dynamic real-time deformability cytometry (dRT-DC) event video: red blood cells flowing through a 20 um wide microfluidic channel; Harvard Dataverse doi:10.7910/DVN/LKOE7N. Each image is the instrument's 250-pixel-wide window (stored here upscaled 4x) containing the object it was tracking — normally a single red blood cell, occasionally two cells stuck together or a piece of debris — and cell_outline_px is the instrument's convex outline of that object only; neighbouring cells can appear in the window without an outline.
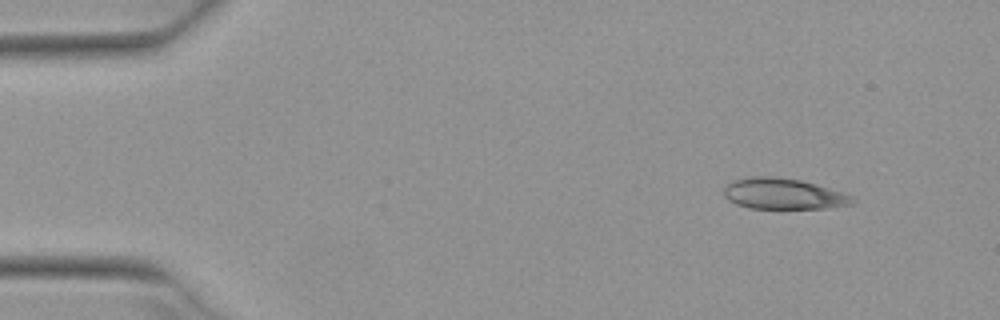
{"species": "Egyptian fruit bat (a non-hibernating species)", "species_latin": "Rousettus aegyptiacus", "temperature_condition": "warm", "stored_images_in_passage": 4, "camera_frame_rate_fps": 3000, "um_per_image_px": 0.085, "animal": {"sex": "female"}, "frame": {"image": 1, "passage_image": 1, "time_ms": 0.0, "image_size_px": [1000, 320], "cell_outline_px": [[856, 200], [852, 204], [828, 208], [752, 208], [736, 204], [728, 200], [724, 196], [724, 188], [732, 180], [752, 176], [768, 176], [800, 180], [816, 184], [852, 196]], "centroid_in_image_um": [66.56, 16.47], "position_along_channel_um": 18.4, "area_um2": 22.95}}
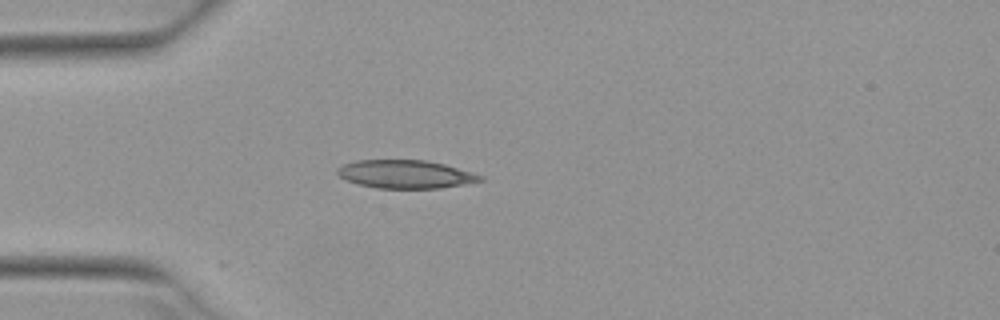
{"frame": {"image": 2, "passage_image": 3, "time_ms": 0.667, "image_size_px": [1000, 320], "cell_outline_px": [[484, 180], [464, 184], [440, 188], [376, 188], [360, 184], [348, 180], [340, 176], [336, 172], [336, 168], [344, 164], [356, 160], [424, 160], [444, 164], [472, 172], [484, 176]], "centroid_in_image_um": [34.48, 14.8], "position_along_channel_um": 50.5, "area_um2": 23.35}}